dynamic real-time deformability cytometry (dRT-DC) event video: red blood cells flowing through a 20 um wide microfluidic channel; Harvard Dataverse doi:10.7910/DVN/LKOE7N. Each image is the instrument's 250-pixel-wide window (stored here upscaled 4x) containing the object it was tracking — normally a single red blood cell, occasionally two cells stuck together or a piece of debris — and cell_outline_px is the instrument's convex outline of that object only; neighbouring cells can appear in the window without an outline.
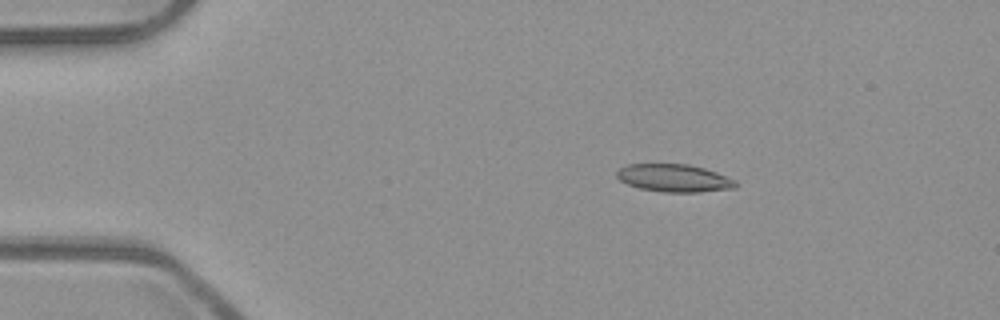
{"species": "common noctule bat (a hibernating species)", "species_latin": "Nyctalus noctula", "temperature_condition": "room temperature", "stored_images_in_passage": 6, "segment_of_instrument_passage": [1, 2], "camera_frame_rate_fps": 3000, "um_per_image_px": 0.085, "animal": {"sex": "male", "body_mass_g": 23.1, "forearm_length_mm": 52.7}, "frame": {"image": 1, "passage_image": 3, "time_ms": 0.667, "image_size_px": [1000, 320], "cell_outline_px": [[736, 188], [700, 192], [664, 192], [640, 188], [628, 184], [620, 180], [616, 176], [616, 172], [620, 168], [628, 164], [688, 164], [704, 168], [716, 172], [736, 180]], "centroid_in_image_um": [57.3, 15.13], "position_along_channel_um": 27.7, "area_um2": 19.13}}
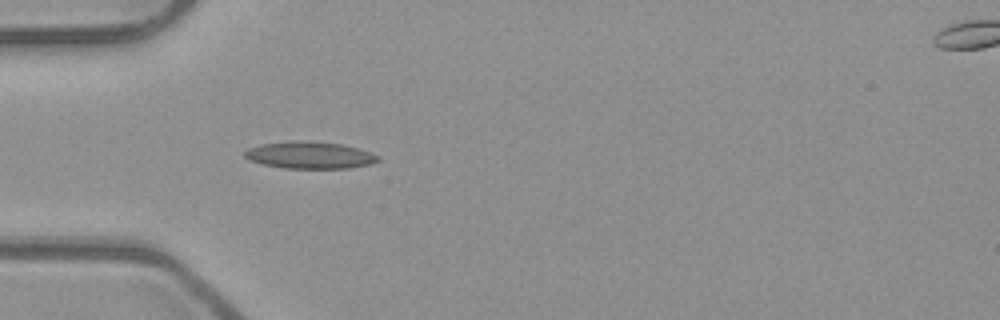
{"frame": {"image": 2, "passage_image": 5, "time_ms": 1.333, "image_size_px": [1000, 320], "cell_outline_px": [[380, 160], [368, 164], [348, 168], [284, 168], [264, 164], [252, 160], [244, 156], [244, 152], [248, 148], [260, 144], [292, 140], [308, 140], [340, 144], [360, 148], [380, 156]], "centroid_in_image_um": [26.34, 13.17], "position_along_channel_um": 58.7, "area_um2": 20.98}}